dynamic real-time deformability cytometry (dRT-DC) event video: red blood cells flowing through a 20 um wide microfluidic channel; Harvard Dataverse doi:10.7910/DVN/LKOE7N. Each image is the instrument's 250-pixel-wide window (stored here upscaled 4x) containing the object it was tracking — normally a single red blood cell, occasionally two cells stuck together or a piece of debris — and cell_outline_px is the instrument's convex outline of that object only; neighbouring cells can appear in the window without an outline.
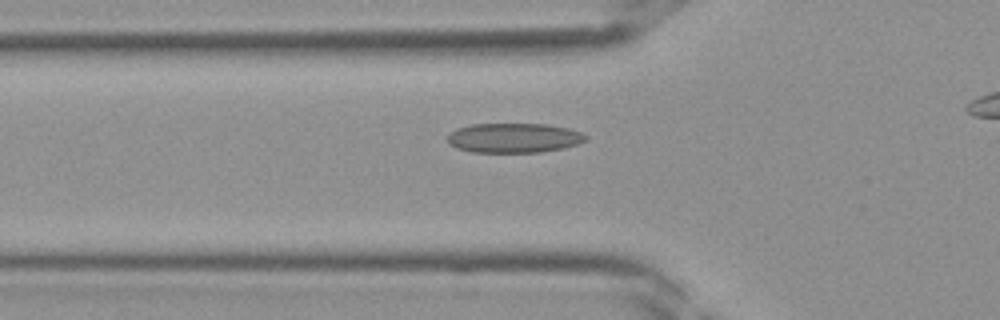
{"species": "Egyptian fruit bat (a non-hibernating species)", "species_latin": "Rousettus aegyptiacus", "temperature_condition": "room temperature", "stored_images_in_passage": 25, "camera_frame_rate_fps": 3000, "um_per_image_px": 0.085, "frame": {"image": 1, "passage_image": 4, "time_ms": 1.0, "image_size_px": [1000, 320], "cell_outline_px": [[588, 140], [580, 144], [564, 148], [540, 152], [472, 152], [456, 148], [448, 144], [448, 136], [456, 128], [472, 124], [548, 124], [568, 128], [580, 132], [588, 136]], "centroid_in_image_um": [43.71, 11.72], "position_along_channel_um": 82.1, "area_um2": 24.04}}
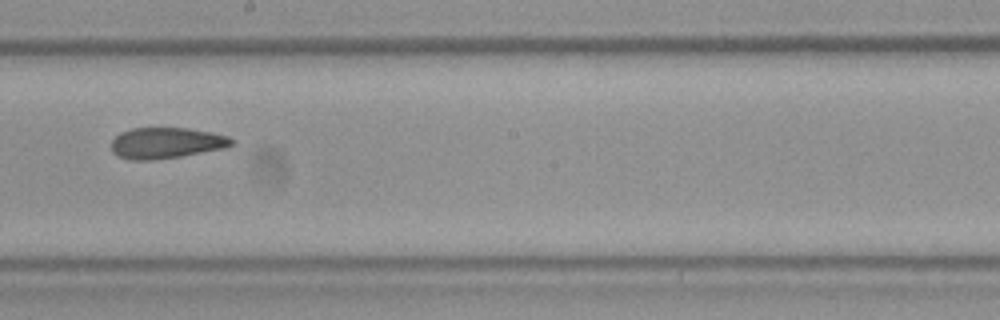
{"frame": {"image": 2, "passage_image": 13, "time_ms": 4.0, "image_size_px": [1000, 320], "cell_outline_px": [[236, 144], [224, 148], [180, 156], [152, 160], [132, 160], [116, 156], [112, 152], [112, 140], [120, 132], [132, 128], [188, 128], [212, 132], [228, 136], [236, 140]], "centroid_in_image_um": [14.15, 12.15], "position_along_channel_um": 234.1, "area_um2": 21.85}}
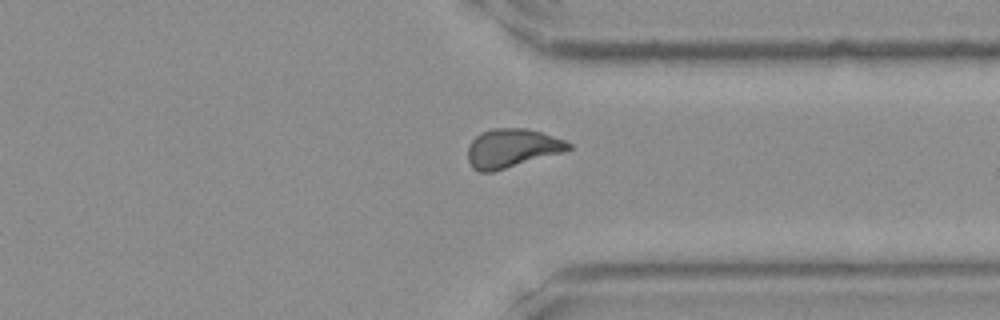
{"frame": {"image": 3, "passage_image": 21, "time_ms": 6.667, "image_size_px": [1000, 320], "cell_outline_px": [[572, 148], [564, 152], [492, 172], [480, 172], [472, 168], [468, 160], [468, 144], [480, 132], [492, 128], [524, 128], [540, 132], [564, 140], [572, 144]], "centroid_in_image_um": [43.49, 12.6], "position_along_channel_um": 367.9, "area_um2": 22.77}}